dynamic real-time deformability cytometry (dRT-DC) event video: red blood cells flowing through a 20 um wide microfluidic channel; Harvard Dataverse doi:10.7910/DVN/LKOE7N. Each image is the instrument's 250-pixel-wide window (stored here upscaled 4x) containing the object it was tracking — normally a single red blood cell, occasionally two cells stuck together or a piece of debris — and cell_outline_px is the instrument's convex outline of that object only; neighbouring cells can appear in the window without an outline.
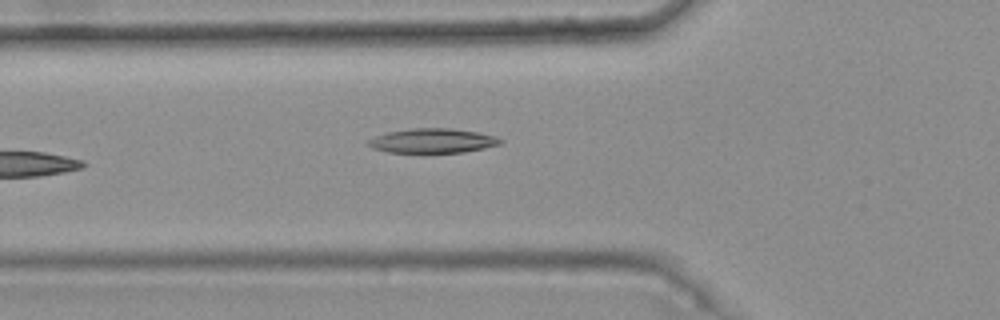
{"species": "common noctule bat (a hibernating species)", "species_latin": "Nyctalus noctula", "temperature_condition": "warm", "stored_images_in_passage": 5, "camera_frame_rate_fps": 3000, "um_per_image_px": 0.085, "animal": {"sex": "female", "body_mass_g": 25.1}, "frame": {"image": 1, "passage_image": 5, "time_ms": 1.333, "image_size_px": [1000, 320], "cell_outline_px": [[504, 140], [500, 144], [484, 148], [464, 152], [388, 152], [372, 148], [368, 144], [368, 140], [376, 136], [388, 132], [412, 128], [452, 128], [480, 132], [496, 136]], "centroid_in_image_um": [36.82, 11.95], "position_along_channel_um": 89.0, "area_um2": 18.79}}